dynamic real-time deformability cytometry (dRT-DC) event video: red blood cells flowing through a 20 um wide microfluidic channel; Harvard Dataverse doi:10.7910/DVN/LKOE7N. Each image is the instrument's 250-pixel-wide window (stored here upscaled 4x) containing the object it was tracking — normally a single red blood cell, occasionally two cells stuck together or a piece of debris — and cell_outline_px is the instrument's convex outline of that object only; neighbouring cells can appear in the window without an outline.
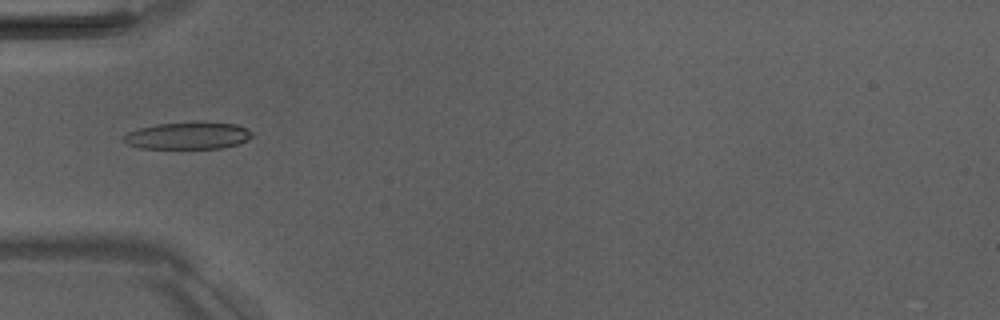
{"species": "Egyptian fruit bat (a non-hibernating species)", "species_latin": "Rousettus aegyptiacus", "temperature_condition": "room temperature", "stored_images_in_passage": 6, "camera_frame_rate_fps": 3000, "um_per_image_px": 0.085, "animal": {"sex": "male"}, "frame": {"image": 1, "passage_image": 5, "time_ms": 5.333, "image_size_px": [1000, 320], "cell_outline_px": [[252, 136], [248, 140], [240, 144], [224, 148], [140, 148], [128, 144], [120, 140], [128, 132], [140, 128], [156, 124], [200, 120], [236, 124], [252, 132]], "centroid_in_image_um": [16.0, 11.51], "position_along_channel_um": 69.0, "area_um2": 20.75}}